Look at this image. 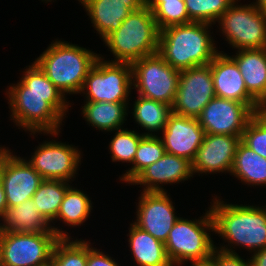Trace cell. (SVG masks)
<instances>
[{
    "mask_svg": "<svg viewBox=\"0 0 266 266\" xmlns=\"http://www.w3.org/2000/svg\"><path fill=\"white\" fill-rule=\"evenodd\" d=\"M88 243L87 266H119L111 257L95 248H90Z\"/></svg>",
    "mask_w": 266,
    "mask_h": 266,
    "instance_id": "36",
    "label": "cell"
},
{
    "mask_svg": "<svg viewBox=\"0 0 266 266\" xmlns=\"http://www.w3.org/2000/svg\"><path fill=\"white\" fill-rule=\"evenodd\" d=\"M241 141L255 153L266 158V117L255 113L243 131Z\"/></svg>",
    "mask_w": 266,
    "mask_h": 266,
    "instance_id": "34",
    "label": "cell"
},
{
    "mask_svg": "<svg viewBox=\"0 0 266 266\" xmlns=\"http://www.w3.org/2000/svg\"><path fill=\"white\" fill-rule=\"evenodd\" d=\"M216 97L246 104L254 113L261 111V104L247 91L236 62L219 52L210 62Z\"/></svg>",
    "mask_w": 266,
    "mask_h": 266,
    "instance_id": "16",
    "label": "cell"
},
{
    "mask_svg": "<svg viewBox=\"0 0 266 266\" xmlns=\"http://www.w3.org/2000/svg\"><path fill=\"white\" fill-rule=\"evenodd\" d=\"M160 30L153 12L145 5L131 12L121 26L105 40L114 55L113 62L129 63L158 53Z\"/></svg>",
    "mask_w": 266,
    "mask_h": 266,
    "instance_id": "5",
    "label": "cell"
},
{
    "mask_svg": "<svg viewBox=\"0 0 266 266\" xmlns=\"http://www.w3.org/2000/svg\"><path fill=\"white\" fill-rule=\"evenodd\" d=\"M70 187L67 181L44 179L32 200L36 203L38 212L49 222H53L58 214L66 190Z\"/></svg>",
    "mask_w": 266,
    "mask_h": 266,
    "instance_id": "27",
    "label": "cell"
},
{
    "mask_svg": "<svg viewBox=\"0 0 266 266\" xmlns=\"http://www.w3.org/2000/svg\"><path fill=\"white\" fill-rule=\"evenodd\" d=\"M0 179L8 207L32 199L44 180L27 160L14 156L6 147H0Z\"/></svg>",
    "mask_w": 266,
    "mask_h": 266,
    "instance_id": "12",
    "label": "cell"
},
{
    "mask_svg": "<svg viewBox=\"0 0 266 266\" xmlns=\"http://www.w3.org/2000/svg\"><path fill=\"white\" fill-rule=\"evenodd\" d=\"M254 114L244 103L215 96L197 119L206 134L242 136Z\"/></svg>",
    "mask_w": 266,
    "mask_h": 266,
    "instance_id": "13",
    "label": "cell"
},
{
    "mask_svg": "<svg viewBox=\"0 0 266 266\" xmlns=\"http://www.w3.org/2000/svg\"><path fill=\"white\" fill-rule=\"evenodd\" d=\"M7 200L5 195V190L2 184V181L0 179V218L4 216L6 209H7Z\"/></svg>",
    "mask_w": 266,
    "mask_h": 266,
    "instance_id": "38",
    "label": "cell"
},
{
    "mask_svg": "<svg viewBox=\"0 0 266 266\" xmlns=\"http://www.w3.org/2000/svg\"><path fill=\"white\" fill-rule=\"evenodd\" d=\"M143 136V133L139 134L134 130H117L109 144L112 161H122L133 164L139 142Z\"/></svg>",
    "mask_w": 266,
    "mask_h": 266,
    "instance_id": "33",
    "label": "cell"
},
{
    "mask_svg": "<svg viewBox=\"0 0 266 266\" xmlns=\"http://www.w3.org/2000/svg\"><path fill=\"white\" fill-rule=\"evenodd\" d=\"M7 95L17 126L31 134L58 135L69 102L35 62L25 69L20 82L8 88Z\"/></svg>",
    "mask_w": 266,
    "mask_h": 266,
    "instance_id": "1",
    "label": "cell"
},
{
    "mask_svg": "<svg viewBox=\"0 0 266 266\" xmlns=\"http://www.w3.org/2000/svg\"><path fill=\"white\" fill-rule=\"evenodd\" d=\"M127 104L86 101L82 113L88 124L93 127L104 131H117L122 129L121 126L126 121Z\"/></svg>",
    "mask_w": 266,
    "mask_h": 266,
    "instance_id": "24",
    "label": "cell"
},
{
    "mask_svg": "<svg viewBox=\"0 0 266 266\" xmlns=\"http://www.w3.org/2000/svg\"><path fill=\"white\" fill-rule=\"evenodd\" d=\"M238 65L247 91L261 104L266 102V48L240 49L230 56Z\"/></svg>",
    "mask_w": 266,
    "mask_h": 266,
    "instance_id": "22",
    "label": "cell"
},
{
    "mask_svg": "<svg viewBox=\"0 0 266 266\" xmlns=\"http://www.w3.org/2000/svg\"><path fill=\"white\" fill-rule=\"evenodd\" d=\"M132 83L138 95L170 106L178 88L180 71L174 69L158 53L131 64Z\"/></svg>",
    "mask_w": 266,
    "mask_h": 266,
    "instance_id": "9",
    "label": "cell"
},
{
    "mask_svg": "<svg viewBox=\"0 0 266 266\" xmlns=\"http://www.w3.org/2000/svg\"><path fill=\"white\" fill-rule=\"evenodd\" d=\"M92 207L87 194L70 186L66 190L56 219L63 220L65 224L72 227L81 226L89 217Z\"/></svg>",
    "mask_w": 266,
    "mask_h": 266,
    "instance_id": "28",
    "label": "cell"
},
{
    "mask_svg": "<svg viewBox=\"0 0 266 266\" xmlns=\"http://www.w3.org/2000/svg\"><path fill=\"white\" fill-rule=\"evenodd\" d=\"M165 153L194 160L204 139V129L197 118L179 116L172 113L162 131Z\"/></svg>",
    "mask_w": 266,
    "mask_h": 266,
    "instance_id": "18",
    "label": "cell"
},
{
    "mask_svg": "<svg viewBox=\"0 0 266 266\" xmlns=\"http://www.w3.org/2000/svg\"><path fill=\"white\" fill-rule=\"evenodd\" d=\"M237 1L218 20L226 41L238 50L266 48V12L254 4L236 5Z\"/></svg>",
    "mask_w": 266,
    "mask_h": 266,
    "instance_id": "10",
    "label": "cell"
},
{
    "mask_svg": "<svg viewBox=\"0 0 266 266\" xmlns=\"http://www.w3.org/2000/svg\"><path fill=\"white\" fill-rule=\"evenodd\" d=\"M242 136L206 134L192 161L193 173L230 172Z\"/></svg>",
    "mask_w": 266,
    "mask_h": 266,
    "instance_id": "17",
    "label": "cell"
},
{
    "mask_svg": "<svg viewBox=\"0 0 266 266\" xmlns=\"http://www.w3.org/2000/svg\"><path fill=\"white\" fill-rule=\"evenodd\" d=\"M258 9L262 10L263 12H266V0H256L255 3H253Z\"/></svg>",
    "mask_w": 266,
    "mask_h": 266,
    "instance_id": "40",
    "label": "cell"
},
{
    "mask_svg": "<svg viewBox=\"0 0 266 266\" xmlns=\"http://www.w3.org/2000/svg\"><path fill=\"white\" fill-rule=\"evenodd\" d=\"M207 230L214 231L210 208L200 220L192 221L179 217L164 243L173 266H180L185 261L192 263L211 259L216 246Z\"/></svg>",
    "mask_w": 266,
    "mask_h": 266,
    "instance_id": "6",
    "label": "cell"
},
{
    "mask_svg": "<svg viewBox=\"0 0 266 266\" xmlns=\"http://www.w3.org/2000/svg\"><path fill=\"white\" fill-rule=\"evenodd\" d=\"M137 97L133 104L132 115L136 123L148 131L143 134L144 136H156L155 132L163 131L166 127L168 118L172 114V107L142 96Z\"/></svg>",
    "mask_w": 266,
    "mask_h": 266,
    "instance_id": "26",
    "label": "cell"
},
{
    "mask_svg": "<svg viewBox=\"0 0 266 266\" xmlns=\"http://www.w3.org/2000/svg\"><path fill=\"white\" fill-rule=\"evenodd\" d=\"M103 41L116 31L131 12L140 10L146 0H79Z\"/></svg>",
    "mask_w": 266,
    "mask_h": 266,
    "instance_id": "20",
    "label": "cell"
},
{
    "mask_svg": "<svg viewBox=\"0 0 266 266\" xmlns=\"http://www.w3.org/2000/svg\"><path fill=\"white\" fill-rule=\"evenodd\" d=\"M250 258L251 266H266V248L255 252Z\"/></svg>",
    "mask_w": 266,
    "mask_h": 266,
    "instance_id": "37",
    "label": "cell"
},
{
    "mask_svg": "<svg viewBox=\"0 0 266 266\" xmlns=\"http://www.w3.org/2000/svg\"><path fill=\"white\" fill-rule=\"evenodd\" d=\"M172 1H179V0H146V2H172Z\"/></svg>",
    "mask_w": 266,
    "mask_h": 266,
    "instance_id": "41",
    "label": "cell"
},
{
    "mask_svg": "<svg viewBox=\"0 0 266 266\" xmlns=\"http://www.w3.org/2000/svg\"><path fill=\"white\" fill-rule=\"evenodd\" d=\"M215 96L210 63L181 70L172 113L197 118Z\"/></svg>",
    "mask_w": 266,
    "mask_h": 266,
    "instance_id": "11",
    "label": "cell"
},
{
    "mask_svg": "<svg viewBox=\"0 0 266 266\" xmlns=\"http://www.w3.org/2000/svg\"><path fill=\"white\" fill-rule=\"evenodd\" d=\"M211 25L192 21L160 30L158 54L179 71L209 64L220 52L209 33Z\"/></svg>",
    "mask_w": 266,
    "mask_h": 266,
    "instance_id": "2",
    "label": "cell"
},
{
    "mask_svg": "<svg viewBox=\"0 0 266 266\" xmlns=\"http://www.w3.org/2000/svg\"><path fill=\"white\" fill-rule=\"evenodd\" d=\"M192 175V163L189 160L165 153L159 160L143 169L130 184L144 185L145 192H165L160 184L180 183Z\"/></svg>",
    "mask_w": 266,
    "mask_h": 266,
    "instance_id": "19",
    "label": "cell"
},
{
    "mask_svg": "<svg viewBox=\"0 0 266 266\" xmlns=\"http://www.w3.org/2000/svg\"><path fill=\"white\" fill-rule=\"evenodd\" d=\"M99 55L86 48L55 40L35 63L65 96V92L81 93L85 78Z\"/></svg>",
    "mask_w": 266,
    "mask_h": 266,
    "instance_id": "4",
    "label": "cell"
},
{
    "mask_svg": "<svg viewBox=\"0 0 266 266\" xmlns=\"http://www.w3.org/2000/svg\"><path fill=\"white\" fill-rule=\"evenodd\" d=\"M134 224L165 243L169 231L179 219L167 192H145L139 197Z\"/></svg>",
    "mask_w": 266,
    "mask_h": 266,
    "instance_id": "15",
    "label": "cell"
},
{
    "mask_svg": "<svg viewBox=\"0 0 266 266\" xmlns=\"http://www.w3.org/2000/svg\"><path fill=\"white\" fill-rule=\"evenodd\" d=\"M153 12L159 30L173 25L187 24L189 19L184 0L172 2H146Z\"/></svg>",
    "mask_w": 266,
    "mask_h": 266,
    "instance_id": "32",
    "label": "cell"
},
{
    "mask_svg": "<svg viewBox=\"0 0 266 266\" xmlns=\"http://www.w3.org/2000/svg\"><path fill=\"white\" fill-rule=\"evenodd\" d=\"M210 211L214 232L223 240L254 253L266 248V208L224 204L215 197Z\"/></svg>",
    "mask_w": 266,
    "mask_h": 266,
    "instance_id": "3",
    "label": "cell"
},
{
    "mask_svg": "<svg viewBox=\"0 0 266 266\" xmlns=\"http://www.w3.org/2000/svg\"><path fill=\"white\" fill-rule=\"evenodd\" d=\"M4 222L0 230L21 233H55L60 238H68V232L51 226V224L38 212L36 203L30 199L14 207H7ZM53 227V228H52Z\"/></svg>",
    "mask_w": 266,
    "mask_h": 266,
    "instance_id": "21",
    "label": "cell"
},
{
    "mask_svg": "<svg viewBox=\"0 0 266 266\" xmlns=\"http://www.w3.org/2000/svg\"><path fill=\"white\" fill-rule=\"evenodd\" d=\"M161 137L143 136L139 142L133 166L120 178L130 183L143 169L159 160L165 154Z\"/></svg>",
    "mask_w": 266,
    "mask_h": 266,
    "instance_id": "29",
    "label": "cell"
},
{
    "mask_svg": "<svg viewBox=\"0 0 266 266\" xmlns=\"http://www.w3.org/2000/svg\"><path fill=\"white\" fill-rule=\"evenodd\" d=\"M236 0H184L189 19L213 24Z\"/></svg>",
    "mask_w": 266,
    "mask_h": 266,
    "instance_id": "31",
    "label": "cell"
},
{
    "mask_svg": "<svg viewBox=\"0 0 266 266\" xmlns=\"http://www.w3.org/2000/svg\"><path fill=\"white\" fill-rule=\"evenodd\" d=\"M55 233H21L0 230V266H43L51 261Z\"/></svg>",
    "mask_w": 266,
    "mask_h": 266,
    "instance_id": "8",
    "label": "cell"
},
{
    "mask_svg": "<svg viewBox=\"0 0 266 266\" xmlns=\"http://www.w3.org/2000/svg\"><path fill=\"white\" fill-rule=\"evenodd\" d=\"M81 161V152L66 143L44 142L35 150L27 162L43 179L63 180L69 182L74 178Z\"/></svg>",
    "mask_w": 266,
    "mask_h": 266,
    "instance_id": "14",
    "label": "cell"
},
{
    "mask_svg": "<svg viewBox=\"0 0 266 266\" xmlns=\"http://www.w3.org/2000/svg\"><path fill=\"white\" fill-rule=\"evenodd\" d=\"M129 245L138 266H173L167 256L165 244L134 223L129 230Z\"/></svg>",
    "mask_w": 266,
    "mask_h": 266,
    "instance_id": "23",
    "label": "cell"
},
{
    "mask_svg": "<svg viewBox=\"0 0 266 266\" xmlns=\"http://www.w3.org/2000/svg\"><path fill=\"white\" fill-rule=\"evenodd\" d=\"M88 242L60 238L53 249L51 266H87Z\"/></svg>",
    "mask_w": 266,
    "mask_h": 266,
    "instance_id": "30",
    "label": "cell"
},
{
    "mask_svg": "<svg viewBox=\"0 0 266 266\" xmlns=\"http://www.w3.org/2000/svg\"><path fill=\"white\" fill-rule=\"evenodd\" d=\"M232 175L248 185H266V158L239 143L231 170Z\"/></svg>",
    "mask_w": 266,
    "mask_h": 266,
    "instance_id": "25",
    "label": "cell"
},
{
    "mask_svg": "<svg viewBox=\"0 0 266 266\" xmlns=\"http://www.w3.org/2000/svg\"><path fill=\"white\" fill-rule=\"evenodd\" d=\"M131 86V64L103 61L100 56L86 76L81 92L90 102L127 103Z\"/></svg>",
    "mask_w": 266,
    "mask_h": 266,
    "instance_id": "7",
    "label": "cell"
},
{
    "mask_svg": "<svg viewBox=\"0 0 266 266\" xmlns=\"http://www.w3.org/2000/svg\"><path fill=\"white\" fill-rule=\"evenodd\" d=\"M216 247L212 253L211 260L216 264V266H251V261H244L235 250L221 246ZM220 249V250H219Z\"/></svg>",
    "mask_w": 266,
    "mask_h": 266,
    "instance_id": "35",
    "label": "cell"
},
{
    "mask_svg": "<svg viewBox=\"0 0 266 266\" xmlns=\"http://www.w3.org/2000/svg\"><path fill=\"white\" fill-rule=\"evenodd\" d=\"M191 264V266H216V264L211 259L206 261L192 262Z\"/></svg>",
    "mask_w": 266,
    "mask_h": 266,
    "instance_id": "39",
    "label": "cell"
}]
</instances>
